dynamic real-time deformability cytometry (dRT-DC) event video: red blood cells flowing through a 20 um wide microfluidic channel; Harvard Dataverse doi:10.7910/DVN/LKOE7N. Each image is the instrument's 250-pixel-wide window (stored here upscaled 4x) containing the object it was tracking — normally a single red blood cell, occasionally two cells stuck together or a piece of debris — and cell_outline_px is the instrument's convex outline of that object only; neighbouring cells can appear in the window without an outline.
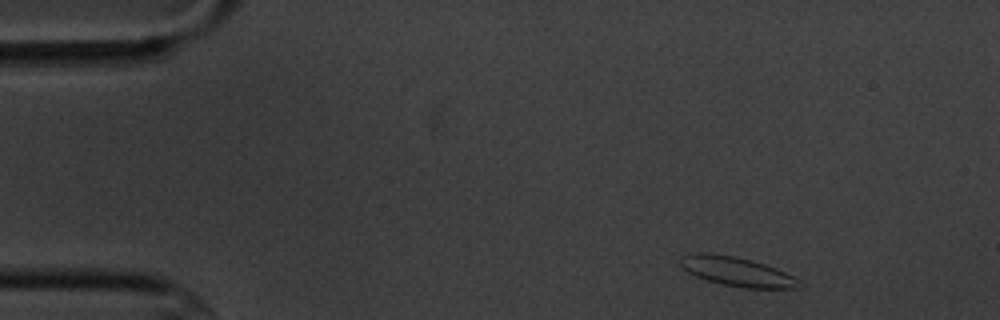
{"species": "common noctule bat (a hibernating species)", "species_latin": "Nyctalus noctula", "temperature_condition": "cold", "stored_images_in_passage": 6, "camera_frame_rate_fps": 3000, "um_per_image_px": 0.085, "animal": {"sex": "male", "body_mass_g": 20.1, "forearm_length_mm": 53.5}, "frame": {"image": 1, "passage_image": 1, "time_ms": 0.0, "image_size_px": [1000, 320], "cell_outline_px": [[804, 284], [796, 288], [740, 288], [720, 284], [696, 276], [680, 268], [680, 260], [684, 256], [696, 252], [708, 252], [736, 256], [752, 260], [776, 268], [792, 276]], "centroid_in_image_um": [62.61, 23.08], "position_along_channel_um": 22.4, "area_um2": 20.35}}
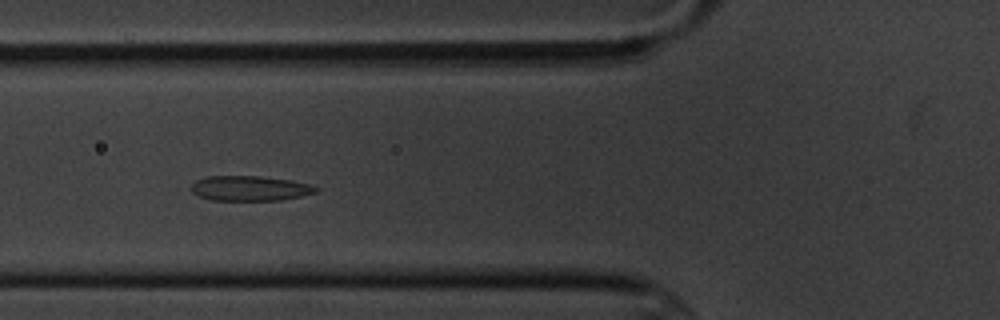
{"frame": {"image": 2, "passage_image": 5, "time_ms": 4.667, "image_size_px": [1000, 320], "cell_outline_px": [[320, 188], [316, 192], [300, 196], [280, 200], [212, 200], [200, 196], [192, 192], [192, 184], [196, 180], [204, 176], [260, 176], [292, 180], [312, 184]], "centroid_in_image_um": [21.27, 16.0], "position_along_channel_um": 104.5, "area_um2": 18.21}}
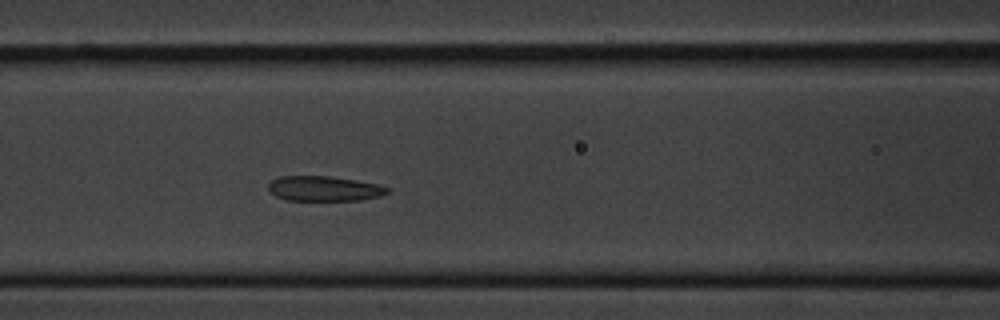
{"frame": {"image": 3, "passage_image": 6, "time_ms": 5.667, "image_size_px": [1000, 320], "cell_outline_px": [[388, 192], [380, 196], [360, 200], [284, 200], [276, 196], [268, 188], [268, 184], [272, 180], [280, 176], [328, 176], [356, 180], [376, 184], [388, 188]], "centroid_in_image_um": [27.52, 16.03], "position_along_channel_um": 139.1, "area_um2": 17.17}}